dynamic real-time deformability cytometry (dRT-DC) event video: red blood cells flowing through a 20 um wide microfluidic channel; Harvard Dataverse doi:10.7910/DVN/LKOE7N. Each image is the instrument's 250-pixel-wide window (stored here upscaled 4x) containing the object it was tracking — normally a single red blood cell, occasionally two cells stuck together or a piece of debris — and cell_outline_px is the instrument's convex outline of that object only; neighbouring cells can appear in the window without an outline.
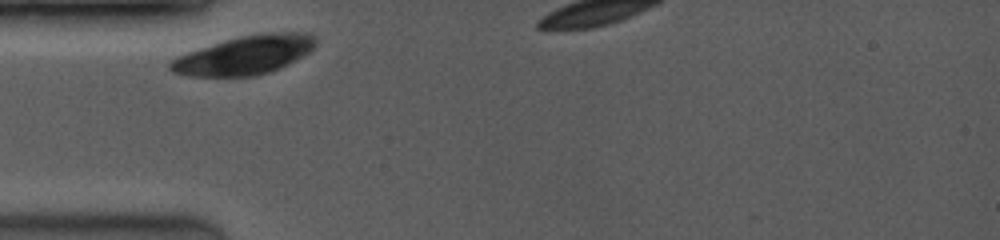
{"species": "common noctule bat (a hibernating species)", "species_latin": "Nyctalus noctula", "temperature_condition": "room temperature", "stored_images_in_passage": 4, "camera_frame_rate_fps": 3500, "um_per_image_px": 0.085, "animal": {"sex": "female", "body_mass_g": 19.0, "forearm_length_mm": 53.3}, "frame": {"image": 1, "passage_image": 1, "time_ms": 0.0, "image_size_px": [1000, 240], "cell_outline_px": [[316, 44], [304, 56], [280, 68], [256, 76], [192, 76], [172, 72], [168, 68], [168, 64], [176, 56], [200, 48], [240, 36], [260, 32], [308, 32], [316, 40]], "centroid_in_image_um": [20.81, 4.68], "position_along_channel_um": 64.2, "area_um2": 32.71}}